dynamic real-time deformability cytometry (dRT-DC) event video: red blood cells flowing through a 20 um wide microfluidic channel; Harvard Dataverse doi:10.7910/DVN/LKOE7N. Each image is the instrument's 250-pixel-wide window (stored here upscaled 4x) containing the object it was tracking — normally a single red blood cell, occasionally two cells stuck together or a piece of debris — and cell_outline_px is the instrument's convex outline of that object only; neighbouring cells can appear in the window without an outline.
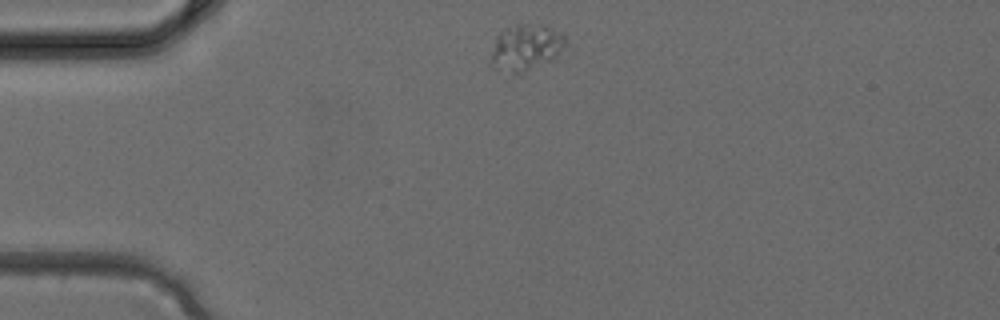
{"species": "common noctule bat (a hibernating species)", "species_latin": "Nyctalus noctula", "temperature_condition": "cold", "stored_images_in_passage": 2, "camera_frame_rate_fps": 3000, "um_per_image_px": 0.085, "animal": {"sex": "female", "body_mass_g": 24.6, "forearm_length_mm": 56.2}, "frame": {"image": 1, "passage_image": 1, "time_ms": 0.0, "image_size_px": [1000, 320], "cell_outline_px": [[564, 44], [556, 56], [552, 60], [524, 72], [496, 72], [492, 64], [492, 52], [496, 40], [500, 32], [516, 24], [524, 24], [552, 28], [564, 32]], "centroid_in_image_um": [44.69, 4.06], "position_along_channel_um": 40.3, "area_um2": 19.59}}
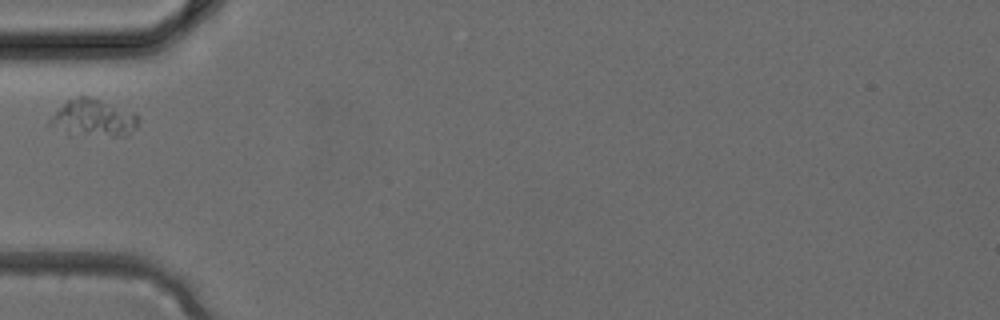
{"frame": {"image": 2, "passage_image": 2, "time_ms": 0.333, "image_size_px": [1000, 320], "cell_outline_px": [[140, 116], [136, 128], [124, 136], [68, 136], [48, 124], [48, 120], [68, 100], [76, 96], [88, 96], [136, 112]], "centroid_in_image_um": [7.94, 10.07], "position_along_channel_um": 77.1, "area_um2": 19.54}}